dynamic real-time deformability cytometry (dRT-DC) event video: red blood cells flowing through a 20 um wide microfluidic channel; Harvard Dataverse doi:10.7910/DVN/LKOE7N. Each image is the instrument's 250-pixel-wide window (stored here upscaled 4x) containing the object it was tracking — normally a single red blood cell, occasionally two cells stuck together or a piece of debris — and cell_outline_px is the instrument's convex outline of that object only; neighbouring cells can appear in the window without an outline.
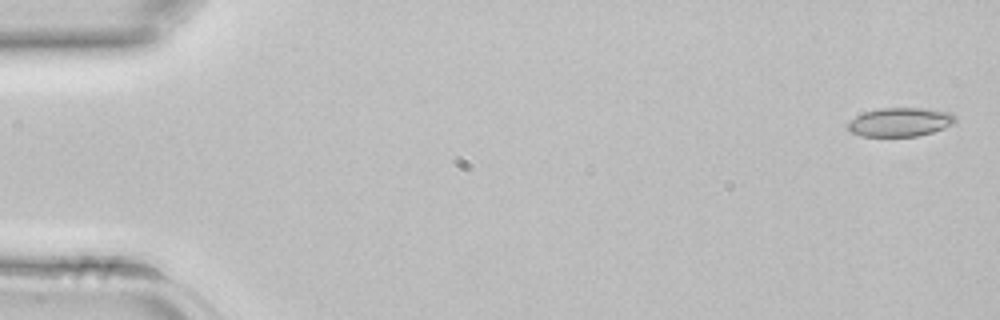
{"species": "common noctule bat (a hibernating species)", "species_latin": "Nyctalus noctula", "temperature_condition": "room temperature", "stored_images_in_passage": 43, "camera_frame_rate_fps": 3000, "um_per_image_px": 0.085, "animal": {"sex": "female", "body_mass_g": 22.7, "forearm_length_mm": 54.2}, "frame": {"image": 1, "passage_image": 2, "time_ms": 0.333, "image_size_px": [1000, 320], "cell_outline_px": [[956, 120], [952, 124], [944, 128], [932, 132], [916, 136], [860, 136], [852, 132], [848, 128], [848, 120], [864, 112], [880, 108], [928, 108], [952, 112], [956, 116]], "centroid_in_image_um": [76.53, 10.36], "position_along_channel_um": 8.5, "area_um2": 18.15}}
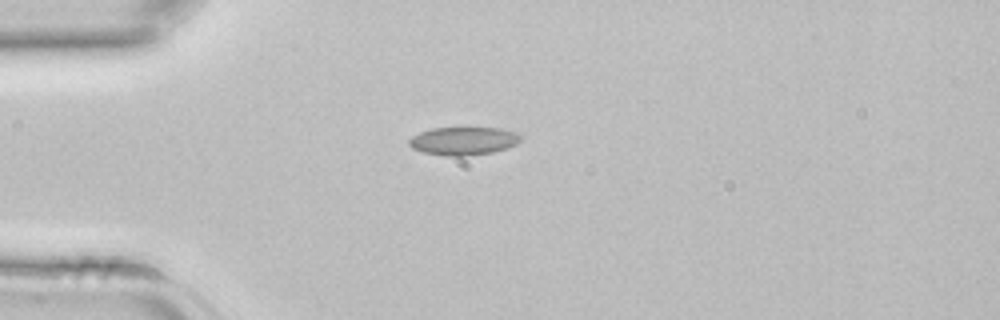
{"frame": {"image": 2, "passage_image": 12, "time_ms": 3.667, "image_size_px": [1000, 320], "cell_outline_px": [[520, 140], [516, 144], [508, 148], [492, 152], [468, 156], [444, 156], [424, 152], [412, 148], [408, 144], [408, 140], [412, 136], [420, 132], [432, 128], [500, 128], [516, 132], [520, 136]], "centroid_in_image_um": [39.38, 11.98], "position_along_channel_um": 45.6, "area_um2": 18.32}}
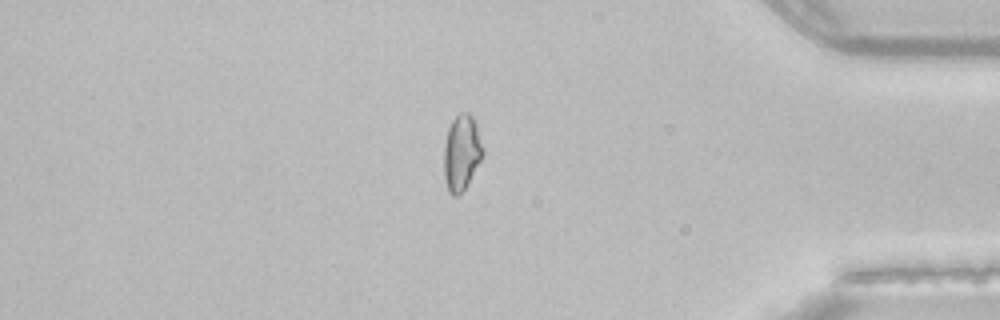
{"frame": {"image": 3, "passage_image": 37, "time_ms": 12.0, "image_size_px": [1000, 320], "cell_outline_px": [[484, 156], [468, 184], [456, 196], [452, 196], [448, 192], [444, 176], [444, 144], [448, 128], [452, 120], [460, 112], [468, 112], [476, 120], [484, 152]], "centroid_in_image_um": [39.25, 12.96], "position_along_channel_um": 395.9, "area_um2": 17.46}}